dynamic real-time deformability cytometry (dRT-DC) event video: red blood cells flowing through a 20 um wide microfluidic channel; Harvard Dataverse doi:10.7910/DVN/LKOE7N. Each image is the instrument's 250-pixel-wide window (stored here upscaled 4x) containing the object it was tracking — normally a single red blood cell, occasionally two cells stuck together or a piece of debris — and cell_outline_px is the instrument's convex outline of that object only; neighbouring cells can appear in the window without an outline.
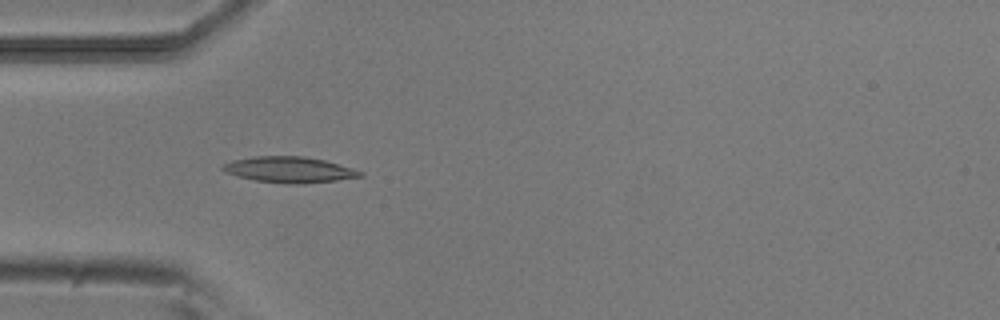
{"species": "common noctule bat (a hibernating species)", "species_latin": "Nyctalus noctula", "temperature_condition": "room temperature", "stored_images_in_passage": 27, "camera_frame_rate_fps": 3000, "um_per_image_px": 0.085, "animal": {"sex": "male", "body_mass_g": 20.5, "forearm_length_mm": 52.5}, "frame": {"image": 1, "passage_image": 2, "time_ms": 0.333, "image_size_px": [1000, 320], "cell_outline_px": [[364, 176], [336, 180], [304, 184], [288, 184], [256, 180], [236, 176], [224, 172], [220, 168], [224, 164], [232, 160], [256, 156], [304, 156], [324, 160], [352, 168], [364, 172]], "centroid_in_image_um": [24.58, 14.42], "position_along_channel_um": 60.4, "area_um2": 20.75}}
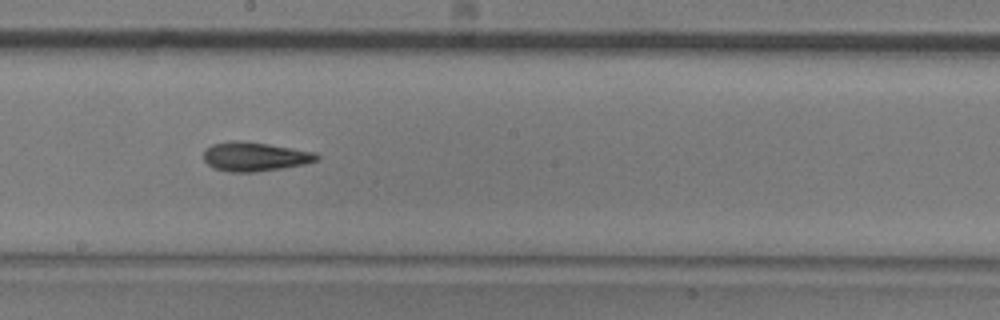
{"frame": {"image": 2, "passage_image": 15, "time_ms": 4.667, "image_size_px": [1000, 320], "cell_outline_px": [[320, 160], [304, 164], [256, 172], [228, 172], [216, 168], [208, 164], [204, 160], [204, 152], [212, 144], [228, 140], [240, 140], [268, 144], [316, 152], [320, 156]], "centroid_in_image_um": [21.68, 13.3], "position_along_channel_um": 226.5, "area_um2": 19.19}}
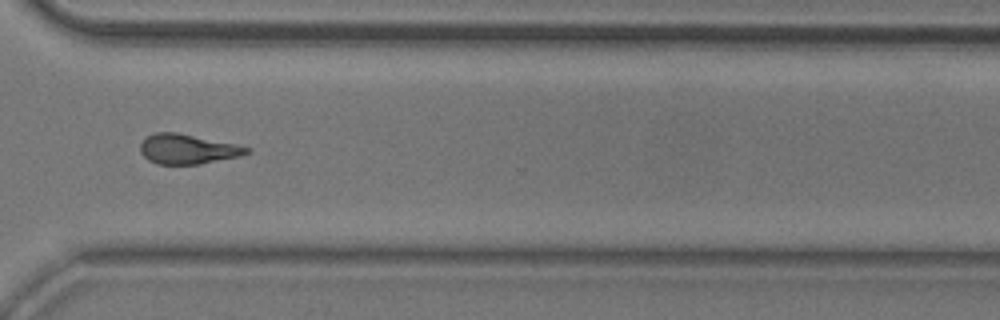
{"frame": {"image": 3, "passage_image": 25, "time_ms": 8.0, "image_size_px": [1000, 320], "cell_outline_px": [[252, 148], [248, 152], [240, 156], [200, 164], [156, 164], [148, 160], [140, 152], [140, 144], [148, 136], [156, 132], [176, 132], [236, 144]], "centroid_in_image_um": [15.94, 12.67], "position_along_channel_um": 354.7, "area_um2": 18.38}, "authors_computed_cell_mechanics": {"area_um2": 18.496, "velocity_mm_per_s": 3.8662, "shape_relaxation_time_tau1_ms": 8.2467, "shape_relaxation_time_tau2_ms": 5.3583, "deformation_change_tau1": 0.1966, "deformation_change_tau2": 0.1584}}